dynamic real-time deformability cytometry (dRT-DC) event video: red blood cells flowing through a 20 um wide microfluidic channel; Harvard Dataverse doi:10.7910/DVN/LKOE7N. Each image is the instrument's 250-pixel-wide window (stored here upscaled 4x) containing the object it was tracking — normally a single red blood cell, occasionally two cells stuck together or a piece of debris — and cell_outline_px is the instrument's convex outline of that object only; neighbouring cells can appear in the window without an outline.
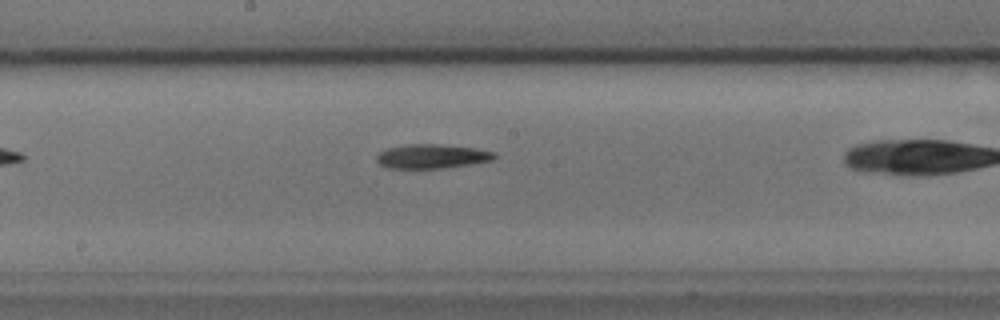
{"species": "common noctule bat (a hibernating species)", "species_latin": "Nyctalus noctula", "temperature_condition": "cold", "stored_images_in_passage": 26, "camera_frame_rate_fps": 3000, "um_per_image_px": 0.085, "animal": {"sex": "male", "body_mass_g": 17.9, "forearm_length_mm": 54.2}, "frame": {"image": 1, "passage_image": 12, "time_ms": 3.667, "image_size_px": [1000, 320], "cell_outline_px": [[496, 156], [492, 160], [472, 164], [444, 168], [388, 168], [380, 164], [376, 160], [376, 156], [380, 152], [388, 148], [408, 144], [440, 144], [476, 148], [496, 152]], "centroid_in_image_um": [36.73, 13.28], "position_along_channel_um": 211.5, "area_um2": 16.65}}